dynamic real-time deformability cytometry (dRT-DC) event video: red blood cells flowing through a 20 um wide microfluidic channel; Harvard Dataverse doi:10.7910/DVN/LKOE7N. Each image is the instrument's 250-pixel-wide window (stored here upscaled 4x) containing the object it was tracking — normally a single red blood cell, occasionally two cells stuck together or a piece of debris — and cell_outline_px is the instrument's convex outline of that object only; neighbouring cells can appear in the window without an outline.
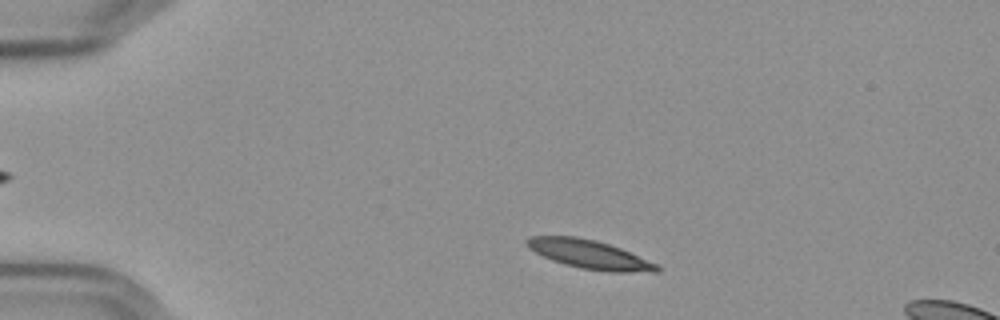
{"species": "Egyptian fruit bat (a non-hibernating species)", "species_latin": "Rousettus aegyptiacus", "temperature_condition": "cold", "stored_images_in_passage": 50, "camera_frame_rate_fps": 3000, "um_per_image_px": 0.085, "frame": {"image": 1, "passage_image": 5, "time_ms": 1.333, "image_size_px": [1000, 320], "cell_outline_px": [[664, 268], [660, 272], [608, 272], [580, 268], [564, 264], [552, 260], [528, 248], [524, 244], [524, 240], [532, 236], [576, 236], [596, 240], [620, 248], [656, 264]], "centroid_in_image_um": [50.1, 21.63], "position_along_channel_um": 34.9, "area_um2": 21.79}}
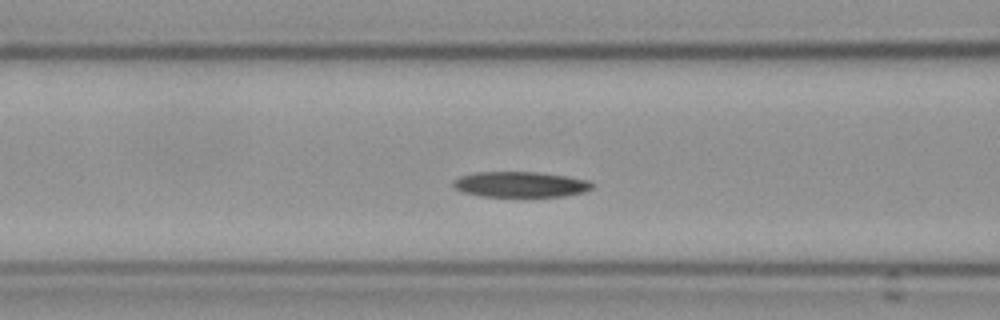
{"frame": {"image": 2, "passage_image": 17, "time_ms": 5.333, "image_size_px": [1000, 320], "cell_outline_px": [[592, 188], [584, 192], [564, 196], [480, 196], [460, 192], [452, 184], [452, 180], [460, 176], [476, 172], [536, 172], [568, 176], [588, 180], [592, 184]], "centroid_in_image_um": [44.2, 15.67], "position_along_channel_um": 122.4, "area_um2": 20.69}}
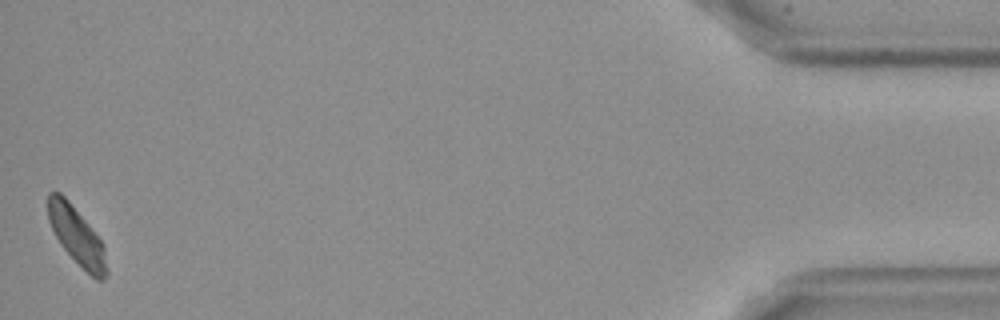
{"frame": {"image": 3, "passage_image": 50, "time_ms": 16.333, "image_size_px": [1000, 320], "cell_outline_px": [[108, 272], [104, 280], [96, 280], [60, 244], [48, 220], [48, 192], [60, 192], [68, 200], [88, 224], [104, 244]], "centroid_in_image_um": [6.54, 20.05], "position_along_channel_um": 428.7, "area_um2": 19.31}, "authors_computed_cell_mechanics": {"area_um2": 21.0103, "velocity_mm_per_s": 3.5507, "shape_relaxation_time_tau1_ms": 7.3465, "shape_relaxation_time_tau2_ms": null, "deformation_change_tau1": 0.1619, "deformation_change_tau2": null}}